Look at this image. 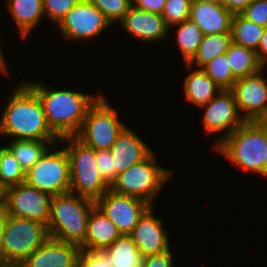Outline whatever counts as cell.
<instances>
[{
  "label": "cell",
  "mask_w": 267,
  "mask_h": 267,
  "mask_svg": "<svg viewBox=\"0 0 267 267\" xmlns=\"http://www.w3.org/2000/svg\"><path fill=\"white\" fill-rule=\"evenodd\" d=\"M240 14L257 25L267 27V0L251 1Z\"/></svg>",
  "instance_id": "836d02e7"
},
{
  "label": "cell",
  "mask_w": 267,
  "mask_h": 267,
  "mask_svg": "<svg viewBox=\"0 0 267 267\" xmlns=\"http://www.w3.org/2000/svg\"><path fill=\"white\" fill-rule=\"evenodd\" d=\"M120 235L116 225L95 206L88 217L85 244L81 250L103 251Z\"/></svg>",
  "instance_id": "ffe728a7"
},
{
  "label": "cell",
  "mask_w": 267,
  "mask_h": 267,
  "mask_svg": "<svg viewBox=\"0 0 267 267\" xmlns=\"http://www.w3.org/2000/svg\"><path fill=\"white\" fill-rule=\"evenodd\" d=\"M77 267H112V265L104 251L81 250Z\"/></svg>",
  "instance_id": "d590c367"
},
{
  "label": "cell",
  "mask_w": 267,
  "mask_h": 267,
  "mask_svg": "<svg viewBox=\"0 0 267 267\" xmlns=\"http://www.w3.org/2000/svg\"><path fill=\"white\" fill-rule=\"evenodd\" d=\"M63 37L87 40L100 35L111 23L87 0H80L58 24Z\"/></svg>",
  "instance_id": "8fae6325"
},
{
  "label": "cell",
  "mask_w": 267,
  "mask_h": 267,
  "mask_svg": "<svg viewBox=\"0 0 267 267\" xmlns=\"http://www.w3.org/2000/svg\"><path fill=\"white\" fill-rule=\"evenodd\" d=\"M48 144V145H47ZM50 145H57V141L40 140H16L6 146L20 163L22 169L27 172L40 160Z\"/></svg>",
  "instance_id": "484cf974"
},
{
  "label": "cell",
  "mask_w": 267,
  "mask_h": 267,
  "mask_svg": "<svg viewBox=\"0 0 267 267\" xmlns=\"http://www.w3.org/2000/svg\"><path fill=\"white\" fill-rule=\"evenodd\" d=\"M165 1L166 0H133L132 5L138 9L161 15L165 7Z\"/></svg>",
  "instance_id": "74e56055"
},
{
  "label": "cell",
  "mask_w": 267,
  "mask_h": 267,
  "mask_svg": "<svg viewBox=\"0 0 267 267\" xmlns=\"http://www.w3.org/2000/svg\"><path fill=\"white\" fill-rule=\"evenodd\" d=\"M257 56L259 61L266 66L267 63V27L264 29V33L259 42V47L257 49Z\"/></svg>",
  "instance_id": "ab89813d"
},
{
  "label": "cell",
  "mask_w": 267,
  "mask_h": 267,
  "mask_svg": "<svg viewBox=\"0 0 267 267\" xmlns=\"http://www.w3.org/2000/svg\"><path fill=\"white\" fill-rule=\"evenodd\" d=\"M264 29L265 27L246 19L240 13H236L232 18V42L257 51Z\"/></svg>",
  "instance_id": "4316f807"
},
{
  "label": "cell",
  "mask_w": 267,
  "mask_h": 267,
  "mask_svg": "<svg viewBox=\"0 0 267 267\" xmlns=\"http://www.w3.org/2000/svg\"><path fill=\"white\" fill-rule=\"evenodd\" d=\"M177 26V41L183 59L187 63L200 48L203 33L200 27L190 18Z\"/></svg>",
  "instance_id": "83f0119b"
},
{
  "label": "cell",
  "mask_w": 267,
  "mask_h": 267,
  "mask_svg": "<svg viewBox=\"0 0 267 267\" xmlns=\"http://www.w3.org/2000/svg\"><path fill=\"white\" fill-rule=\"evenodd\" d=\"M253 0H221V4L233 14L240 13Z\"/></svg>",
  "instance_id": "f35d334b"
},
{
  "label": "cell",
  "mask_w": 267,
  "mask_h": 267,
  "mask_svg": "<svg viewBox=\"0 0 267 267\" xmlns=\"http://www.w3.org/2000/svg\"><path fill=\"white\" fill-rule=\"evenodd\" d=\"M261 72L238 78L230 89L245 121H267V81Z\"/></svg>",
  "instance_id": "5bb4252c"
},
{
  "label": "cell",
  "mask_w": 267,
  "mask_h": 267,
  "mask_svg": "<svg viewBox=\"0 0 267 267\" xmlns=\"http://www.w3.org/2000/svg\"><path fill=\"white\" fill-rule=\"evenodd\" d=\"M195 2H204V3H221V0H192Z\"/></svg>",
  "instance_id": "ee69618b"
},
{
  "label": "cell",
  "mask_w": 267,
  "mask_h": 267,
  "mask_svg": "<svg viewBox=\"0 0 267 267\" xmlns=\"http://www.w3.org/2000/svg\"><path fill=\"white\" fill-rule=\"evenodd\" d=\"M81 248L50 237L21 264L24 267H77Z\"/></svg>",
  "instance_id": "2e32d148"
},
{
  "label": "cell",
  "mask_w": 267,
  "mask_h": 267,
  "mask_svg": "<svg viewBox=\"0 0 267 267\" xmlns=\"http://www.w3.org/2000/svg\"><path fill=\"white\" fill-rule=\"evenodd\" d=\"M221 90L201 68L189 74L184 81L186 99L199 108L209 103Z\"/></svg>",
  "instance_id": "7402d4cb"
},
{
  "label": "cell",
  "mask_w": 267,
  "mask_h": 267,
  "mask_svg": "<svg viewBox=\"0 0 267 267\" xmlns=\"http://www.w3.org/2000/svg\"><path fill=\"white\" fill-rule=\"evenodd\" d=\"M233 15L221 3L192 1L189 18L200 27L205 36L231 33Z\"/></svg>",
  "instance_id": "ac0fdd59"
},
{
  "label": "cell",
  "mask_w": 267,
  "mask_h": 267,
  "mask_svg": "<svg viewBox=\"0 0 267 267\" xmlns=\"http://www.w3.org/2000/svg\"><path fill=\"white\" fill-rule=\"evenodd\" d=\"M216 95L209 103L201 107H206L202 121L207 133L218 134V132L227 130L225 134L223 133V137L218 139L214 148L245 122L244 118L239 117L240 112L230 89H222Z\"/></svg>",
  "instance_id": "4fadbf2b"
},
{
  "label": "cell",
  "mask_w": 267,
  "mask_h": 267,
  "mask_svg": "<svg viewBox=\"0 0 267 267\" xmlns=\"http://www.w3.org/2000/svg\"><path fill=\"white\" fill-rule=\"evenodd\" d=\"M50 238L47 225L3 213V253L6 263L21 264Z\"/></svg>",
  "instance_id": "52a82bcc"
},
{
  "label": "cell",
  "mask_w": 267,
  "mask_h": 267,
  "mask_svg": "<svg viewBox=\"0 0 267 267\" xmlns=\"http://www.w3.org/2000/svg\"><path fill=\"white\" fill-rule=\"evenodd\" d=\"M126 126L117 111L100 95L88 108L79 131L74 135L85 146L95 150H110Z\"/></svg>",
  "instance_id": "ba28073f"
},
{
  "label": "cell",
  "mask_w": 267,
  "mask_h": 267,
  "mask_svg": "<svg viewBox=\"0 0 267 267\" xmlns=\"http://www.w3.org/2000/svg\"><path fill=\"white\" fill-rule=\"evenodd\" d=\"M215 148L244 170L263 175L267 154V121H245Z\"/></svg>",
  "instance_id": "277c9868"
},
{
  "label": "cell",
  "mask_w": 267,
  "mask_h": 267,
  "mask_svg": "<svg viewBox=\"0 0 267 267\" xmlns=\"http://www.w3.org/2000/svg\"><path fill=\"white\" fill-rule=\"evenodd\" d=\"M3 212L0 210V266L7 264L3 253Z\"/></svg>",
  "instance_id": "60d3db41"
},
{
  "label": "cell",
  "mask_w": 267,
  "mask_h": 267,
  "mask_svg": "<svg viewBox=\"0 0 267 267\" xmlns=\"http://www.w3.org/2000/svg\"><path fill=\"white\" fill-rule=\"evenodd\" d=\"M25 181V171L7 147L0 148V190Z\"/></svg>",
  "instance_id": "f1b7e54d"
},
{
  "label": "cell",
  "mask_w": 267,
  "mask_h": 267,
  "mask_svg": "<svg viewBox=\"0 0 267 267\" xmlns=\"http://www.w3.org/2000/svg\"><path fill=\"white\" fill-rule=\"evenodd\" d=\"M3 57H4V55H3L1 48H0V71L7 73L8 70L6 68V63H5V60Z\"/></svg>",
  "instance_id": "b9f144b4"
},
{
  "label": "cell",
  "mask_w": 267,
  "mask_h": 267,
  "mask_svg": "<svg viewBox=\"0 0 267 267\" xmlns=\"http://www.w3.org/2000/svg\"><path fill=\"white\" fill-rule=\"evenodd\" d=\"M52 196L25 182L2 191L0 210L9 216L48 224Z\"/></svg>",
  "instance_id": "30bf717a"
},
{
  "label": "cell",
  "mask_w": 267,
  "mask_h": 267,
  "mask_svg": "<svg viewBox=\"0 0 267 267\" xmlns=\"http://www.w3.org/2000/svg\"><path fill=\"white\" fill-rule=\"evenodd\" d=\"M192 0H166L161 14L168 30L181 24L190 17ZM172 25V26H171Z\"/></svg>",
  "instance_id": "4dcf8cb0"
},
{
  "label": "cell",
  "mask_w": 267,
  "mask_h": 267,
  "mask_svg": "<svg viewBox=\"0 0 267 267\" xmlns=\"http://www.w3.org/2000/svg\"><path fill=\"white\" fill-rule=\"evenodd\" d=\"M171 172L156 164L152 152L141 162L118 174L110 189L121 195H128L145 200L152 206L155 198L171 176Z\"/></svg>",
  "instance_id": "8992f818"
},
{
  "label": "cell",
  "mask_w": 267,
  "mask_h": 267,
  "mask_svg": "<svg viewBox=\"0 0 267 267\" xmlns=\"http://www.w3.org/2000/svg\"><path fill=\"white\" fill-rule=\"evenodd\" d=\"M36 92L48 126L59 137L74 136L85 119L88 108L96 97L70 90H52L41 83H28Z\"/></svg>",
  "instance_id": "7a4b0ae2"
},
{
  "label": "cell",
  "mask_w": 267,
  "mask_h": 267,
  "mask_svg": "<svg viewBox=\"0 0 267 267\" xmlns=\"http://www.w3.org/2000/svg\"><path fill=\"white\" fill-rule=\"evenodd\" d=\"M112 267H141L142 257L130 235H120L103 250Z\"/></svg>",
  "instance_id": "cb8c5ba5"
},
{
  "label": "cell",
  "mask_w": 267,
  "mask_h": 267,
  "mask_svg": "<svg viewBox=\"0 0 267 267\" xmlns=\"http://www.w3.org/2000/svg\"><path fill=\"white\" fill-rule=\"evenodd\" d=\"M80 0H43L44 16L59 24Z\"/></svg>",
  "instance_id": "d6a6232c"
},
{
  "label": "cell",
  "mask_w": 267,
  "mask_h": 267,
  "mask_svg": "<svg viewBox=\"0 0 267 267\" xmlns=\"http://www.w3.org/2000/svg\"><path fill=\"white\" fill-rule=\"evenodd\" d=\"M263 175L267 177V154L264 159V164H263Z\"/></svg>",
  "instance_id": "f6af8a7d"
},
{
  "label": "cell",
  "mask_w": 267,
  "mask_h": 267,
  "mask_svg": "<svg viewBox=\"0 0 267 267\" xmlns=\"http://www.w3.org/2000/svg\"><path fill=\"white\" fill-rule=\"evenodd\" d=\"M60 140L68 144L65 150L70 161V193L96 201L110 190L96 163V150L85 146L74 136Z\"/></svg>",
  "instance_id": "5b68a950"
},
{
  "label": "cell",
  "mask_w": 267,
  "mask_h": 267,
  "mask_svg": "<svg viewBox=\"0 0 267 267\" xmlns=\"http://www.w3.org/2000/svg\"><path fill=\"white\" fill-rule=\"evenodd\" d=\"M96 163L102 177L111 186L118 173L114 169L113 157L110 150H96Z\"/></svg>",
  "instance_id": "e575fe53"
},
{
  "label": "cell",
  "mask_w": 267,
  "mask_h": 267,
  "mask_svg": "<svg viewBox=\"0 0 267 267\" xmlns=\"http://www.w3.org/2000/svg\"><path fill=\"white\" fill-rule=\"evenodd\" d=\"M7 103L0 120L1 135L15 136L16 140L60 139L48 126L42 104L27 83L17 86Z\"/></svg>",
  "instance_id": "6da1fadb"
},
{
  "label": "cell",
  "mask_w": 267,
  "mask_h": 267,
  "mask_svg": "<svg viewBox=\"0 0 267 267\" xmlns=\"http://www.w3.org/2000/svg\"><path fill=\"white\" fill-rule=\"evenodd\" d=\"M231 43V33L203 36L200 48L196 51L192 58L185 63L186 67L191 69L194 63V65L196 64V66H199L198 68H202L218 55L226 53Z\"/></svg>",
  "instance_id": "d4e9b609"
},
{
  "label": "cell",
  "mask_w": 267,
  "mask_h": 267,
  "mask_svg": "<svg viewBox=\"0 0 267 267\" xmlns=\"http://www.w3.org/2000/svg\"><path fill=\"white\" fill-rule=\"evenodd\" d=\"M152 210V206H150L129 234L139 249L142 258L161 254L170 249L162 220L155 218Z\"/></svg>",
  "instance_id": "9a60e30c"
},
{
  "label": "cell",
  "mask_w": 267,
  "mask_h": 267,
  "mask_svg": "<svg viewBox=\"0 0 267 267\" xmlns=\"http://www.w3.org/2000/svg\"><path fill=\"white\" fill-rule=\"evenodd\" d=\"M129 34L143 42H156L166 37L169 31L160 14L147 12L131 5L119 22Z\"/></svg>",
  "instance_id": "e0dca14e"
},
{
  "label": "cell",
  "mask_w": 267,
  "mask_h": 267,
  "mask_svg": "<svg viewBox=\"0 0 267 267\" xmlns=\"http://www.w3.org/2000/svg\"><path fill=\"white\" fill-rule=\"evenodd\" d=\"M95 206V200L70 192L52 196L47 224L50 237L82 248L88 217Z\"/></svg>",
  "instance_id": "3957f363"
},
{
  "label": "cell",
  "mask_w": 267,
  "mask_h": 267,
  "mask_svg": "<svg viewBox=\"0 0 267 267\" xmlns=\"http://www.w3.org/2000/svg\"><path fill=\"white\" fill-rule=\"evenodd\" d=\"M20 35L26 38L44 16L43 0H7Z\"/></svg>",
  "instance_id": "44dd1931"
},
{
  "label": "cell",
  "mask_w": 267,
  "mask_h": 267,
  "mask_svg": "<svg viewBox=\"0 0 267 267\" xmlns=\"http://www.w3.org/2000/svg\"><path fill=\"white\" fill-rule=\"evenodd\" d=\"M0 267H24L22 264H17V263H7L3 264Z\"/></svg>",
  "instance_id": "7bdbcfd3"
},
{
  "label": "cell",
  "mask_w": 267,
  "mask_h": 267,
  "mask_svg": "<svg viewBox=\"0 0 267 267\" xmlns=\"http://www.w3.org/2000/svg\"><path fill=\"white\" fill-rule=\"evenodd\" d=\"M47 149L38 162L25 172V183L51 196L70 192V161L64 149Z\"/></svg>",
  "instance_id": "9c48e42d"
},
{
  "label": "cell",
  "mask_w": 267,
  "mask_h": 267,
  "mask_svg": "<svg viewBox=\"0 0 267 267\" xmlns=\"http://www.w3.org/2000/svg\"><path fill=\"white\" fill-rule=\"evenodd\" d=\"M118 174L147 158L152 150L132 130L125 127L110 148Z\"/></svg>",
  "instance_id": "d6986e66"
},
{
  "label": "cell",
  "mask_w": 267,
  "mask_h": 267,
  "mask_svg": "<svg viewBox=\"0 0 267 267\" xmlns=\"http://www.w3.org/2000/svg\"><path fill=\"white\" fill-rule=\"evenodd\" d=\"M96 206L116 225L118 231L129 235L139 218L151 206L145 200L121 195L111 189L96 201Z\"/></svg>",
  "instance_id": "7c38bea8"
},
{
  "label": "cell",
  "mask_w": 267,
  "mask_h": 267,
  "mask_svg": "<svg viewBox=\"0 0 267 267\" xmlns=\"http://www.w3.org/2000/svg\"><path fill=\"white\" fill-rule=\"evenodd\" d=\"M1 195H2V191L0 190V207H1Z\"/></svg>",
  "instance_id": "bcb514c9"
},
{
  "label": "cell",
  "mask_w": 267,
  "mask_h": 267,
  "mask_svg": "<svg viewBox=\"0 0 267 267\" xmlns=\"http://www.w3.org/2000/svg\"><path fill=\"white\" fill-rule=\"evenodd\" d=\"M172 254L170 249L153 256L142 258L141 267H173Z\"/></svg>",
  "instance_id": "8d00e7d4"
},
{
  "label": "cell",
  "mask_w": 267,
  "mask_h": 267,
  "mask_svg": "<svg viewBox=\"0 0 267 267\" xmlns=\"http://www.w3.org/2000/svg\"><path fill=\"white\" fill-rule=\"evenodd\" d=\"M226 55L233 75L238 79L263 71L264 65L259 61L257 52L244 46L231 43Z\"/></svg>",
  "instance_id": "603a6c76"
},
{
  "label": "cell",
  "mask_w": 267,
  "mask_h": 267,
  "mask_svg": "<svg viewBox=\"0 0 267 267\" xmlns=\"http://www.w3.org/2000/svg\"><path fill=\"white\" fill-rule=\"evenodd\" d=\"M201 69L221 89H231L237 80L232 73L226 53L218 55Z\"/></svg>",
  "instance_id": "f546056e"
},
{
  "label": "cell",
  "mask_w": 267,
  "mask_h": 267,
  "mask_svg": "<svg viewBox=\"0 0 267 267\" xmlns=\"http://www.w3.org/2000/svg\"><path fill=\"white\" fill-rule=\"evenodd\" d=\"M96 6L105 16V18L113 24V22L121 21L132 5V0H87Z\"/></svg>",
  "instance_id": "1f68e13d"
}]
</instances>
